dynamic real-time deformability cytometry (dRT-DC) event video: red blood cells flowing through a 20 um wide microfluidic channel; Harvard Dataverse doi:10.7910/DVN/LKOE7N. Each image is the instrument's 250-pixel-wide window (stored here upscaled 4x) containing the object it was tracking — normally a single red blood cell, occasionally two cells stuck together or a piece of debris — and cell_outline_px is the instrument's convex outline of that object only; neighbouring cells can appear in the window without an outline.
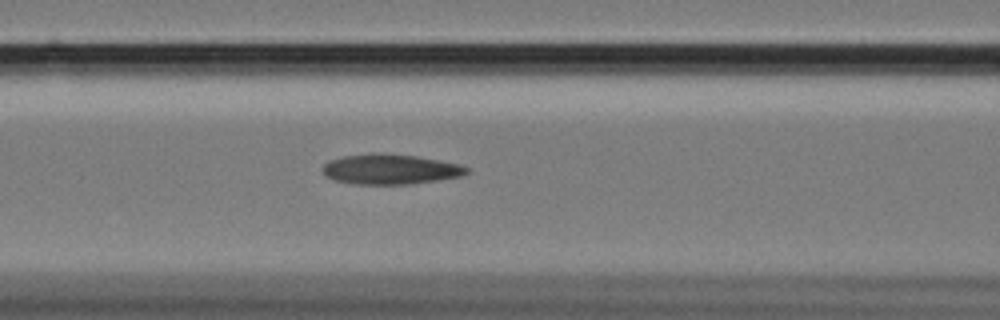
{"species": "Egyptian fruit bat (a non-hibernating species)", "species_latin": "Rousettus aegyptiacus", "temperature_condition": "cold", "stored_images_in_passage": 58, "camera_frame_rate_fps": 3000, "um_per_image_px": 0.085, "animal": {"sex": "female"}, "frame": {"image": 1, "passage_image": 24, "time_ms": 7.667, "image_size_px": [1000, 320], "cell_outline_px": [[468, 172], [460, 176], [436, 180], [408, 184], [352, 184], [336, 180], [328, 176], [320, 168], [328, 160], [344, 156], [368, 152], [380, 152], [416, 156], [460, 164], [468, 168]], "centroid_in_image_um": [33.13, 14.36], "position_along_channel_um": 133.5, "area_um2": 25.32}}
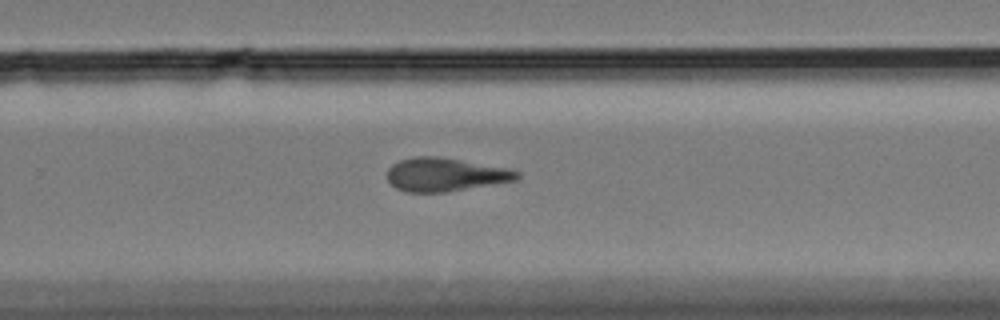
{"frame": {"image": 2, "passage_image": 38, "time_ms": 12.333, "image_size_px": [1000, 320], "cell_outline_px": [[520, 176], [516, 180], [448, 192], [408, 192], [396, 188], [388, 180], [388, 168], [392, 164], [400, 160], [412, 156], [440, 156], [512, 168], [520, 172]], "centroid_in_image_um": [37.88, 14.82], "position_along_channel_um": 291.9, "area_um2": 25.61}}
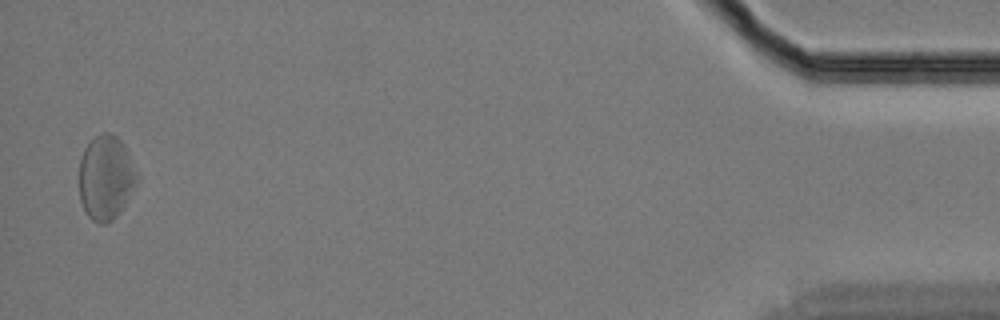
{"frame": {"image": 3, "passage_image": 57, "time_ms": 18.667, "image_size_px": [1000, 320], "cell_outline_px": [[140, 180], [116, 216], [112, 220], [104, 224], [100, 224], [92, 220], [88, 216], [80, 200], [80, 160], [84, 148], [96, 136], [104, 132], [112, 132], [124, 144], [140, 176]], "centroid_in_image_um": [9.03, 15.08], "position_along_channel_um": 426.2, "area_um2": 28.5}, "authors_computed_cell_mechanics": {"area_um2": 25.8944, "velocity_mm_per_s": 3.4052, "shape_relaxation_time_tau1_ms": null, "shape_relaxation_time_tau2_ms": 3.7577, "deformation_change_tau1": null, "deformation_change_tau2": 0.1117}}